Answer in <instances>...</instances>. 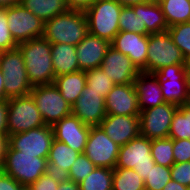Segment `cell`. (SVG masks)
<instances>
[{"label":"cell","instance_id":"6da1fadb","mask_svg":"<svg viewBox=\"0 0 190 190\" xmlns=\"http://www.w3.org/2000/svg\"><path fill=\"white\" fill-rule=\"evenodd\" d=\"M18 48L23 54L31 85L53 84L55 73L51 58V43L44 37H39L18 44Z\"/></svg>","mask_w":190,"mask_h":190},{"label":"cell","instance_id":"7a4b0ae2","mask_svg":"<svg viewBox=\"0 0 190 190\" xmlns=\"http://www.w3.org/2000/svg\"><path fill=\"white\" fill-rule=\"evenodd\" d=\"M88 34V22L84 11L68 10L44 23L43 37L53 43L76 46Z\"/></svg>","mask_w":190,"mask_h":190},{"label":"cell","instance_id":"3957f363","mask_svg":"<svg viewBox=\"0 0 190 190\" xmlns=\"http://www.w3.org/2000/svg\"><path fill=\"white\" fill-rule=\"evenodd\" d=\"M46 162L47 158L22 154L8 145L0 169L24 187H29L46 173Z\"/></svg>","mask_w":190,"mask_h":190},{"label":"cell","instance_id":"277c9868","mask_svg":"<svg viewBox=\"0 0 190 190\" xmlns=\"http://www.w3.org/2000/svg\"><path fill=\"white\" fill-rule=\"evenodd\" d=\"M122 8L116 0H96L85 11L88 33L111 43L119 32Z\"/></svg>","mask_w":190,"mask_h":190},{"label":"cell","instance_id":"5b68a950","mask_svg":"<svg viewBox=\"0 0 190 190\" xmlns=\"http://www.w3.org/2000/svg\"><path fill=\"white\" fill-rule=\"evenodd\" d=\"M157 78L166 103L176 106L189 103L190 73L188 64H174L153 73Z\"/></svg>","mask_w":190,"mask_h":190},{"label":"cell","instance_id":"8992f818","mask_svg":"<svg viewBox=\"0 0 190 190\" xmlns=\"http://www.w3.org/2000/svg\"><path fill=\"white\" fill-rule=\"evenodd\" d=\"M0 69L5 80L4 90L7 98L30 94L33 86L29 82L23 54L18 47L2 52Z\"/></svg>","mask_w":190,"mask_h":190},{"label":"cell","instance_id":"52a82bcc","mask_svg":"<svg viewBox=\"0 0 190 190\" xmlns=\"http://www.w3.org/2000/svg\"><path fill=\"white\" fill-rule=\"evenodd\" d=\"M7 129L8 136L26 132L45 123L32 96L8 98Z\"/></svg>","mask_w":190,"mask_h":190},{"label":"cell","instance_id":"ba28073f","mask_svg":"<svg viewBox=\"0 0 190 190\" xmlns=\"http://www.w3.org/2000/svg\"><path fill=\"white\" fill-rule=\"evenodd\" d=\"M30 95L45 125L53 126L56 122L72 114V107L62 97L54 83L33 86Z\"/></svg>","mask_w":190,"mask_h":190},{"label":"cell","instance_id":"9c48e42d","mask_svg":"<svg viewBox=\"0 0 190 190\" xmlns=\"http://www.w3.org/2000/svg\"><path fill=\"white\" fill-rule=\"evenodd\" d=\"M188 64L181 50L175 45L168 31L148 35L146 73H154L162 67Z\"/></svg>","mask_w":190,"mask_h":190},{"label":"cell","instance_id":"30bf717a","mask_svg":"<svg viewBox=\"0 0 190 190\" xmlns=\"http://www.w3.org/2000/svg\"><path fill=\"white\" fill-rule=\"evenodd\" d=\"M151 140L142 135L120 146L115 167L134 169L145 181L155 164L151 156Z\"/></svg>","mask_w":190,"mask_h":190},{"label":"cell","instance_id":"8fae6325","mask_svg":"<svg viewBox=\"0 0 190 190\" xmlns=\"http://www.w3.org/2000/svg\"><path fill=\"white\" fill-rule=\"evenodd\" d=\"M54 132L51 125H44L26 132L8 136V145L22 154L37 155L40 158H47Z\"/></svg>","mask_w":190,"mask_h":190},{"label":"cell","instance_id":"7c38bea8","mask_svg":"<svg viewBox=\"0 0 190 190\" xmlns=\"http://www.w3.org/2000/svg\"><path fill=\"white\" fill-rule=\"evenodd\" d=\"M120 146L100 126H91L84 154L96 167L114 169Z\"/></svg>","mask_w":190,"mask_h":190},{"label":"cell","instance_id":"4fadbf2b","mask_svg":"<svg viewBox=\"0 0 190 190\" xmlns=\"http://www.w3.org/2000/svg\"><path fill=\"white\" fill-rule=\"evenodd\" d=\"M7 21L17 44L43 37L44 22L22 4L7 8Z\"/></svg>","mask_w":190,"mask_h":190},{"label":"cell","instance_id":"5bb4252c","mask_svg":"<svg viewBox=\"0 0 190 190\" xmlns=\"http://www.w3.org/2000/svg\"><path fill=\"white\" fill-rule=\"evenodd\" d=\"M178 106L171 103H163L140 111V135L150 140L167 138L173 115Z\"/></svg>","mask_w":190,"mask_h":190},{"label":"cell","instance_id":"9a60e30c","mask_svg":"<svg viewBox=\"0 0 190 190\" xmlns=\"http://www.w3.org/2000/svg\"><path fill=\"white\" fill-rule=\"evenodd\" d=\"M100 68L115 85L134 83L140 73L127 55L110 46Z\"/></svg>","mask_w":190,"mask_h":190},{"label":"cell","instance_id":"2e32d148","mask_svg":"<svg viewBox=\"0 0 190 190\" xmlns=\"http://www.w3.org/2000/svg\"><path fill=\"white\" fill-rule=\"evenodd\" d=\"M106 115L139 116L138 96L134 83L114 85L105 98Z\"/></svg>","mask_w":190,"mask_h":190},{"label":"cell","instance_id":"e0dca14e","mask_svg":"<svg viewBox=\"0 0 190 190\" xmlns=\"http://www.w3.org/2000/svg\"><path fill=\"white\" fill-rule=\"evenodd\" d=\"M90 127L73 114L64 117L52 126L54 139L65 143L80 154L84 153Z\"/></svg>","mask_w":190,"mask_h":190},{"label":"cell","instance_id":"ac0fdd59","mask_svg":"<svg viewBox=\"0 0 190 190\" xmlns=\"http://www.w3.org/2000/svg\"><path fill=\"white\" fill-rule=\"evenodd\" d=\"M111 46L127 55L140 72L146 73L148 35L119 31Z\"/></svg>","mask_w":190,"mask_h":190},{"label":"cell","instance_id":"d6986e66","mask_svg":"<svg viewBox=\"0 0 190 190\" xmlns=\"http://www.w3.org/2000/svg\"><path fill=\"white\" fill-rule=\"evenodd\" d=\"M72 114L86 125L99 126L106 117L105 98L86 86L72 105Z\"/></svg>","mask_w":190,"mask_h":190},{"label":"cell","instance_id":"ffe728a7","mask_svg":"<svg viewBox=\"0 0 190 190\" xmlns=\"http://www.w3.org/2000/svg\"><path fill=\"white\" fill-rule=\"evenodd\" d=\"M99 126L119 146L140 135L139 116L106 115Z\"/></svg>","mask_w":190,"mask_h":190},{"label":"cell","instance_id":"44dd1931","mask_svg":"<svg viewBox=\"0 0 190 190\" xmlns=\"http://www.w3.org/2000/svg\"><path fill=\"white\" fill-rule=\"evenodd\" d=\"M111 43L97 36L87 34L77 45V61L81 71L101 66Z\"/></svg>","mask_w":190,"mask_h":190},{"label":"cell","instance_id":"7402d4cb","mask_svg":"<svg viewBox=\"0 0 190 190\" xmlns=\"http://www.w3.org/2000/svg\"><path fill=\"white\" fill-rule=\"evenodd\" d=\"M134 85L140 111L165 103L161 86L153 73L140 72Z\"/></svg>","mask_w":190,"mask_h":190},{"label":"cell","instance_id":"603a6c76","mask_svg":"<svg viewBox=\"0 0 190 190\" xmlns=\"http://www.w3.org/2000/svg\"><path fill=\"white\" fill-rule=\"evenodd\" d=\"M80 153L65 143L53 140L46 162V174L66 177Z\"/></svg>","mask_w":190,"mask_h":190},{"label":"cell","instance_id":"cb8c5ba5","mask_svg":"<svg viewBox=\"0 0 190 190\" xmlns=\"http://www.w3.org/2000/svg\"><path fill=\"white\" fill-rule=\"evenodd\" d=\"M51 58L55 77L80 71L76 46L66 43L51 44Z\"/></svg>","mask_w":190,"mask_h":190},{"label":"cell","instance_id":"d4e9b609","mask_svg":"<svg viewBox=\"0 0 190 190\" xmlns=\"http://www.w3.org/2000/svg\"><path fill=\"white\" fill-rule=\"evenodd\" d=\"M54 85L72 107L87 85L85 71L80 70L55 77Z\"/></svg>","mask_w":190,"mask_h":190},{"label":"cell","instance_id":"484cf974","mask_svg":"<svg viewBox=\"0 0 190 190\" xmlns=\"http://www.w3.org/2000/svg\"><path fill=\"white\" fill-rule=\"evenodd\" d=\"M141 27H146L150 34L163 33L168 30L160 4L151 2L140 4Z\"/></svg>","mask_w":190,"mask_h":190},{"label":"cell","instance_id":"4316f807","mask_svg":"<svg viewBox=\"0 0 190 190\" xmlns=\"http://www.w3.org/2000/svg\"><path fill=\"white\" fill-rule=\"evenodd\" d=\"M22 5L44 23L69 10L65 0H22Z\"/></svg>","mask_w":190,"mask_h":190},{"label":"cell","instance_id":"83f0119b","mask_svg":"<svg viewBox=\"0 0 190 190\" xmlns=\"http://www.w3.org/2000/svg\"><path fill=\"white\" fill-rule=\"evenodd\" d=\"M160 6L168 27L190 22V0H165Z\"/></svg>","mask_w":190,"mask_h":190},{"label":"cell","instance_id":"f1b7e54d","mask_svg":"<svg viewBox=\"0 0 190 190\" xmlns=\"http://www.w3.org/2000/svg\"><path fill=\"white\" fill-rule=\"evenodd\" d=\"M112 190H145L144 180L134 169L115 167Z\"/></svg>","mask_w":190,"mask_h":190},{"label":"cell","instance_id":"f546056e","mask_svg":"<svg viewBox=\"0 0 190 190\" xmlns=\"http://www.w3.org/2000/svg\"><path fill=\"white\" fill-rule=\"evenodd\" d=\"M168 137L171 139H190V105L178 106L173 115Z\"/></svg>","mask_w":190,"mask_h":190},{"label":"cell","instance_id":"4dcf8cb0","mask_svg":"<svg viewBox=\"0 0 190 190\" xmlns=\"http://www.w3.org/2000/svg\"><path fill=\"white\" fill-rule=\"evenodd\" d=\"M113 169L96 167L80 185V190H112Z\"/></svg>","mask_w":190,"mask_h":190},{"label":"cell","instance_id":"1f68e13d","mask_svg":"<svg viewBox=\"0 0 190 190\" xmlns=\"http://www.w3.org/2000/svg\"><path fill=\"white\" fill-rule=\"evenodd\" d=\"M119 31L133 32L140 35L150 34L146 27H141L140 4L122 8L119 16Z\"/></svg>","mask_w":190,"mask_h":190},{"label":"cell","instance_id":"d6a6232c","mask_svg":"<svg viewBox=\"0 0 190 190\" xmlns=\"http://www.w3.org/2000/svg\"><path fill=\"white\" fill-rule=\"evenodd\" d=\"M151 156L155 164L171 167L174 163L173 139L159 138L151 140Z\"/></svg>","mask_w":190,"mask_h":190},{"label":"cell","instance_id":"836d02e7","mask_svg":"<svg viewBox=\"0 0 190 190\" xmlns=\"http://www.w3.org/2000/svg\"><path fill=\"white\" fill-rule=\"evenodd\" d=\"M85 75L86 86L89 88V91L100 93L101 97L106 98L107 94L115 85L100 67L85 71Z\"/></svg>","mask_w":190,"mask_h":190},{"label":"cell","instance_id":"e575fe53","mask_svg":"<svg viewBox=\"0 0 190 190\" xmlns=\"http://www.w3.org/2000/svg\"><path fill=\"white\" fill-rule=\"evenodd\" d=\"M167 31L188 63L190 61V22L172 25Z\"/></svg>","mask_w":190,"mask_h":190},{"label":"cell","instance_id":"d590c367","mask_svg":"<svg viewBox=\"0 0 190 190\" xmlns=\"http://www.w3.org/2000/svg\"><path fill=\"white\" fill-rule=\"evenodd\" d=\"M170 180V167L154 164L144 181L145 190H162Z\"/></svg>","mask_w":190,"mask_h":190},{"label":"cell","instance_id":"8d00e7d4","mask_svg":"<svg viewBox=\"0 0 190 190\" xmlns=\"http://www.w3.org/2000/svg\"><path fill=\"white\" fill-rule=\"evenodd\" d=\"M95 168L96 166L89 158H87L84 153L79 154L73 165L70 167L69 173L67 174L66 178L73 180L74 182L79 184Z\"/></svg>","mask_w":190,"mask_h":190},{"label":"cell","instance_id":"74e56055","mask_svg":"<svg viewBox=\"0 0 190 190\" xmlns=\"http://www.w3.org/2000/svg\"><path fill=\"white\" fill-rule=\"evenodd\" d=\"M18 47L8 28L7 8H0V51L5 52Z\"/></svg>","mask_w":190,"mask_h":190},{"label":"cell","instance_id":"f35d334b","mask_svg":"<svg viewBox=\"0 0 190 190\" xmlns=\"http://www.w3.org/2000/svg\"><path fill=\"white\" fill-rule=\"evenodd\" d=\"M171 180L181 185L190 186V161L184 163H174L170 167Z\"/></svg>","mask_w":190,"mask_h":190},{"label":"cell","instance_id":"ab89813d","mask_svg":"<svg viewBox=\"0 0 190 190\" xmlns=\"http://www.w3.org/2000/svg\"><path fill=\"white\" fill-rule=\"evenodd\" d=\"M173 156L175 163L190 161V139H173Z\"/></svg>","mask_w":190,"mask_h":190},{"label":"cell","instance_id":"60d3db41","mask_svg":"<svg viewBox=\"0 0 190 190\" xmlns=\"http://www.w3.org/2000/svg\"><path fill=\"white\" fill-rule=\"evenodd\" d=\"M62 177L52 174H43L34 183H32L29 190H57L60 179Z\"/></svg>","mask_w":190,"mask_h":190},{"label":"cell","instance_id":"b9f144b4","mask_svg":"<svg viewBox=\"0 0 190 190\" xmlns=\"http://www.w3.org/2000/svg\"><path fill=\"white\" fill-rule=\"evenodd\" d=\"M0 190H26V187L0 169Z\"/></svg>","mask_w":190,"mask_h":190},{"label":"cell","instance_id":"7bdbcfd3","mask_svg":"<svg viewBox=\"0 0 190 190\" xmlns=\"http://www.w3.org/2000/svg\"><path fill=\"white\" fill-rule=\"evenodd\" d=\"M7 114H8L7 100H0V134H8Z\"/></svg>","mask_w":190,"mask_h":190},{"label":"cell","instance_id":"ee69618b","mask_svg":"<svg viewBox=\"0 0 190 190\" xmlns=\"http://www.w3.org/2000/svg\"><path fill=\"white\" fill-rule=\"evenodd\" d=\"M70 10L86 11L96 0H65Z\"/></svg>","mask_w":190,"mask_h":190},{"label":"cell","instance_id":"f6af8a7d","mask_svg":"<svg viewBox=\"0 0 190 190\" xmlns=\"http://www.w3.org/2000/svg\"><path fill=\"white\" fill-rule=\"evenodd\" d=\"M57 190H80V185L73 180L62 177Z\"/></svg>","mask_w":190,"mask_h":190},{"label":"cell","instance_id":"bcb514c9","mask_svg":"<svg viewBox=\"0 0 190 190\" xmlns=\"http://www.w3.org/2000/svg\"><path fill=\"white\" fill-rule=\"evenodd\" d=\"M123 7H132L137 4L151 3L154 0H116Z\"/></svg>","mask_w":190,"mask_h":190},{"label":"cell","instance_id":"7dc6e473","mask_svg":"<svg viewBox=\"0 0 190 190\" xmlns=\"http://www.w3.org/2000/svg\"><path fill=\"white\" fill-rule=\"evenodd\" d=\"M8 146V134H0V164Z\"/></svg>","mask_w":190,"mask_h":190},{"label":"cell","instance_id":"c3c4849f","mask_svg":"<svg viewBox=\"0 0 190 190\" xmlns=\"http://www.w3.org/2000/svg\"><path fill=\"white\" fill-rule=\"evenodd\" d=\"M188 188L176 181L170 180L162 190H188Z\"/></svg>","mask_w":190,"mask_h":190},{"label":"cell","instance_id":"681fc988","mask_svg":"<svg viewBox=\"0 0 190 190\" xmlns=\"http://www.w3.org/2000/svg\"><path fill=\"white\" fill-rule=\"evenodd\" d=\"M22 4V0H0V8H9Z\"/></svg>","mask_w":190,"mask_h":190},{"label":"cell","instance_id":"f907efd6","mask_svg":"<svg viewBox=\"0 0 190 190\" xmlns=\"http://www.w3.org/2000/svg\"><path fill=\"white\" fill-rule=\"evenodd\" d=\"M4 85H5V80L2 71L0 69V100H8V98L5 96Z\"/></svg>","mask_w":190,"mask_h":190},{"label":"cell","instance_id":"816d5d0a","mask_svg":"<svg viewBox=\"0 0 190 190\" xmlns=\"http://www.w3.org/2000/svg\"><path fill=\"white\" fill-rule=\"evenodd\" d=\"M165 0H154L155 3L161 4Z\"/></svg>","mask_w":190,"mask_h":190},{"label":"cell","instance_id":"f5cc1de1","mask_svg":"<svg viewBox=\"0 0 190 190\" xmlns=\"http://www.w3.org/2000/svg\"><path fill=\"white\" fill-rule=\"evenodd\" d=\"M188 66H189V73H190V61L188 62Z\"/></svg>","mask_w":190,"mask_h":190}]
</instances>
